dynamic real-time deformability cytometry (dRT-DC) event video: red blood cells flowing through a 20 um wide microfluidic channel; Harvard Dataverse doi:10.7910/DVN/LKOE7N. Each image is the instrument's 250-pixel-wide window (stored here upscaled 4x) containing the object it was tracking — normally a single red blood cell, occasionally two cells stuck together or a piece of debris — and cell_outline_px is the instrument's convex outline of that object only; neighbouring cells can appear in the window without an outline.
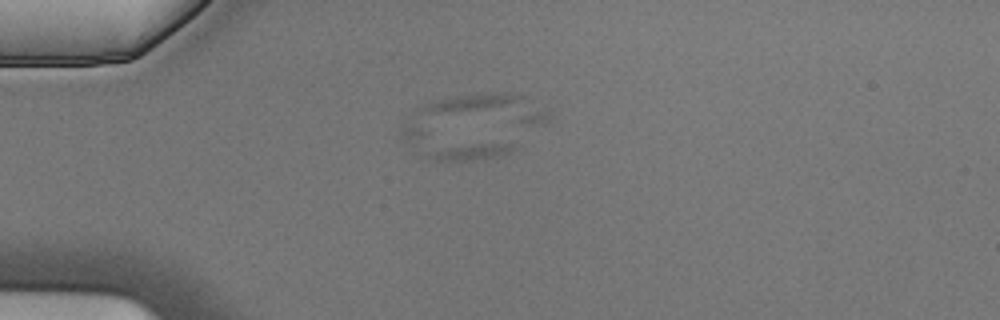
{"species": "Egyptian fruit bat (a non-hibernating species)", "species_latin": "Rousettus aegyptiacus", "temperature_condition": "cold", "stored_images_in_passage": 6, "camera_frame_rate_fps": 3000, "um_per_image_px": 0.085, "animal": {"sex": "male"}, "frame": {"image": 1, "passage_image": 4, "time_ms": 1.0, "image_size_px": [1000, 320], "cell_outline_px": [[520, 148], [496, 156], [476, 160], [432, 160], [400, 140], [400, 132], [404, 128], [412, 124], [520, 144]], "centroid_in_image_um": [38.5, 12.26], "position_along_channel_um": 46.5, "area_um2": 19.13}}